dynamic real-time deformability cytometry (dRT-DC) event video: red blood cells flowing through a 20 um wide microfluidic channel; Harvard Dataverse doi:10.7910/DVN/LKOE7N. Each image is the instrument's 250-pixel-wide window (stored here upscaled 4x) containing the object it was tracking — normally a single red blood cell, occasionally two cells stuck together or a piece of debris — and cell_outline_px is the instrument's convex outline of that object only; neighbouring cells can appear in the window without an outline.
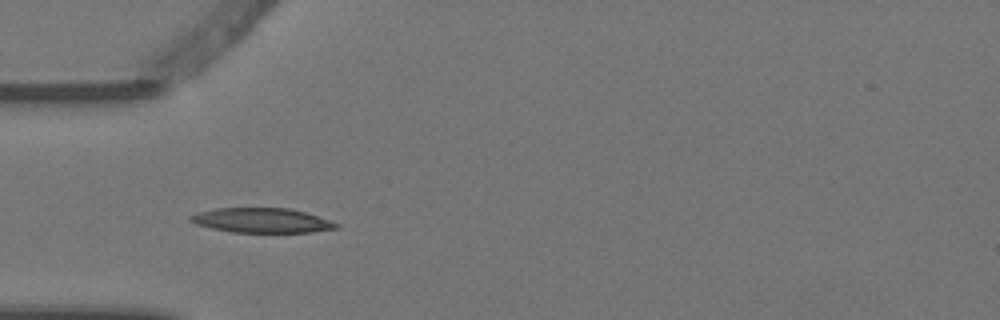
{"species": "Egyptian fruit bat (a non-hibernating species)", "species_latin": "Rousettus aegyptiacus", "temperature_condition": "warm", "stored_images_in_passage": 8, "camera_frame_rate_fps": 3000, "um_per_image_px": 0.085, "animal": {"sex": "female"}, "frame": {"image": 1, "passage_image": 3, "time_ms": 0.667, "image_size_px": [1000, 320], "cell_outline_px": [[340, 228], [312, 232], [232, 232], [212, 228], [196, 224], [188, 220], [188, 216], [196, 212], [216, 208], [288, 208], [304, 212], [340, 224]], "centroid_in_image_um": [22.22, 18.73], "position_along_channel_um": 62.8, "area_um2": 20.92}}
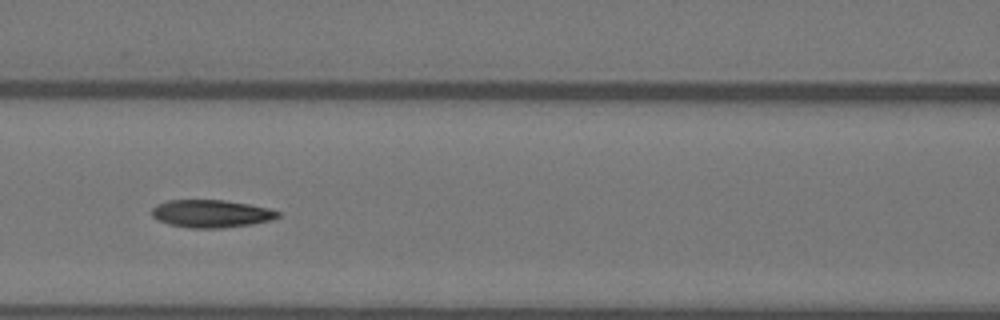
{"frame": {"image": 2, "passage_image": 5, "time_ms": 1.333, "image_size_px": [1000, 320], "cell_outline_px": [[280, 216], [268, 220], [252, 224], [220, 228], [188, 228], [168, 224], [152, 216], [152, 208], [156, 204], [168, 200], [224, 200], [248, 204], [268, 208], [280, 212]], "centroid_in_image_um": [17.92, 18.16], "position_along_channel_um": 148.7, "area_um2": 20.23}}
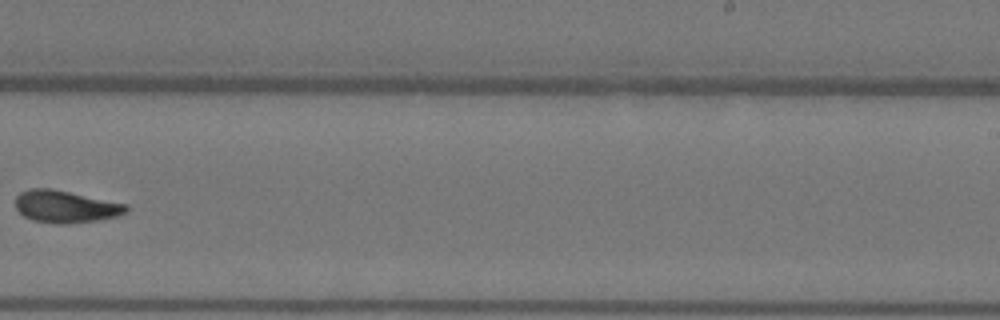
{"frame": {"image": 3, "passage_image": 8, "time_ms": 2.333, "image_size_px": [1000, 320], "cell_outline_px": [[128, 212], [116, 216], [96, 220], [68, 224], [52, 224], [32, 220], [24, 216], [16, 208], [16, 196], [20, 192], [32, 188], [52, 188], [128, 204]], "centroid_in_image_um": [5.57, 17.56], "position_along_channel_um": 283.4, "area_um2": 20.92}}